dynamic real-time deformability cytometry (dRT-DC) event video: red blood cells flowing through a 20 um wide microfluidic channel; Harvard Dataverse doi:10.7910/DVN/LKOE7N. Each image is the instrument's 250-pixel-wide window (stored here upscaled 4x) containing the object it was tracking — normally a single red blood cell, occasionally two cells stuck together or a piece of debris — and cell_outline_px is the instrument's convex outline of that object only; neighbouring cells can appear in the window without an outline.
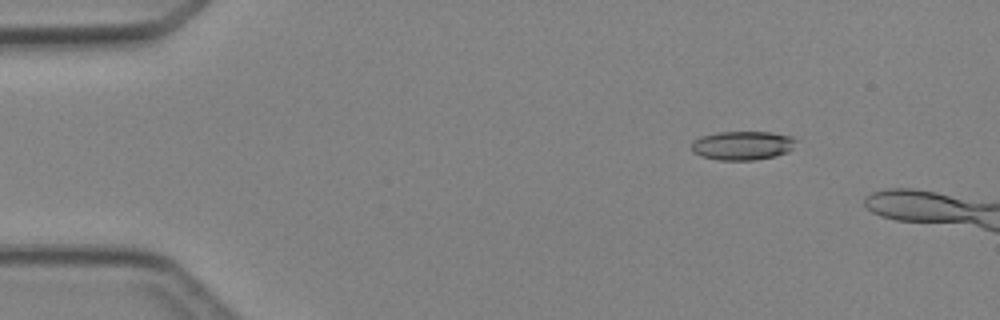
{"species": "Egyptian fruit bat (a non-hibernating species)", "species_latin": "Rousettus aegyptiacus", "temperature_condition": "cold", "stored_images_in_passage": 4, "camera_frame_rate_fps": 3000, "um_per_image_px": 0.085, "animal": {"sex": "female"}, "frame": {"image": 1, "passage_image": 2, "time_ms": 1.0, "image_size_px": [1000, 320], "cell_outline_px": [[800, 140], [788, 152], [776, 156], [756, 160], [720, 160], [700, 156], [692, 152], [692, 140], [700, 136], [716, 132], [768, 132], [792, 136]], "centroid_in_image_um": [63.13, 12.36], "position_along_channel_um": 21.9, "area_um2": 17.92}}